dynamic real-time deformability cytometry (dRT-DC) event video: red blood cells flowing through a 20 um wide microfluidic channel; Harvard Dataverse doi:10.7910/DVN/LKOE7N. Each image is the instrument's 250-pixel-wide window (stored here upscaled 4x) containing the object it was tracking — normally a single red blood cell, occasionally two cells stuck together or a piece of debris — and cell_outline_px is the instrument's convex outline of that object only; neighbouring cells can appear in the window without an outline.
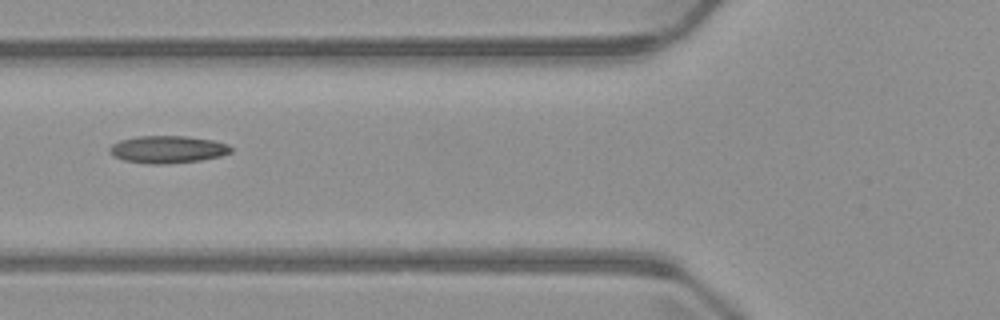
{"species": "common noctule bat (a hibernating species)", "species_latin": "Nyctalus noctula", "temperature_condition": "warm", "stored_images_in_passage": 6, "camera_frame_rate_fps": 3000, "um_per_image_px": 0.085, "animal": {"sex": "male", "body_mass_g": 23.1, "forearm_length_mm": 52.7}, "frame": {"image": 1, "passage_image": 6, "time_ms": 6.0, "image_size_px": [1000, 320], "cell_outline_px": [[232, 152], [220, 156], [200, 160], [164, 164], [148, 164], [124, 160], [112, 156], [108, 148], [112, 144], [120, 140], [136, 136], [184, 136], [212, 140], [228, 144], [232, 148]], "centroid_in_image_um": [14.22, 12.7], "position_along_channel_um": 111.6, "area_um2": 19.36}}